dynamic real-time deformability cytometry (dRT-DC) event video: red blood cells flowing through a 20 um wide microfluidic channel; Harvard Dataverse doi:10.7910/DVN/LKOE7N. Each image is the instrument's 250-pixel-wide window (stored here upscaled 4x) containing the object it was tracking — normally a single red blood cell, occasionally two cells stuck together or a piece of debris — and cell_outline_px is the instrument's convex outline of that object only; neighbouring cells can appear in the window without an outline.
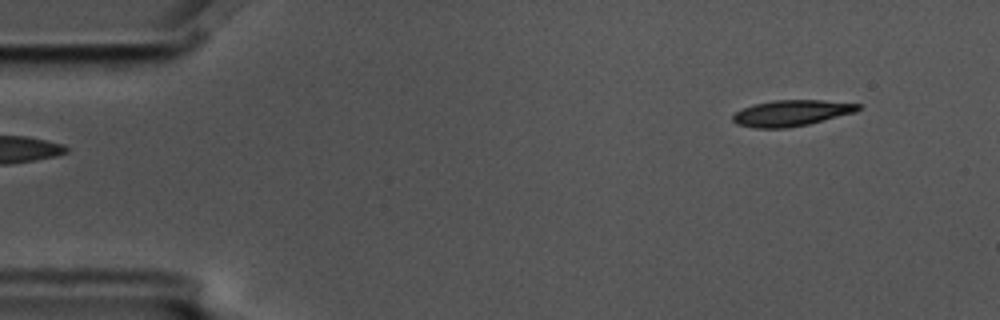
{"species": "common noctule bat (a hibernating species)", "species_latin": "Nyctalus noctula", "temperature_condition": "cold", "stored_images_in_passage": 2, "camera_frame_rate_fps": 3000, "um_per_image_px": 0.085, "animal": {"sex": "male", "body_mass_g": 17.5, "forearm_length_mm": 52.3}, "frame": {"image": 1, "passage_image": 2, "time_ms": 0.333, "image_size_px": [1000, 320], "cell_outline_px": [[860, 108], [856, 112], [808, 124], [788, 128], [756, 128], [736, 124], [732, 120], [732, 116], [736, 112], [744, 108], [756, 104], [772, 100], [824, 100], [860, 104]], "centroid_in_image_um": [67.27, 9.61], "position_along_channel_um": 17.7, "area_um2": 18.9}}